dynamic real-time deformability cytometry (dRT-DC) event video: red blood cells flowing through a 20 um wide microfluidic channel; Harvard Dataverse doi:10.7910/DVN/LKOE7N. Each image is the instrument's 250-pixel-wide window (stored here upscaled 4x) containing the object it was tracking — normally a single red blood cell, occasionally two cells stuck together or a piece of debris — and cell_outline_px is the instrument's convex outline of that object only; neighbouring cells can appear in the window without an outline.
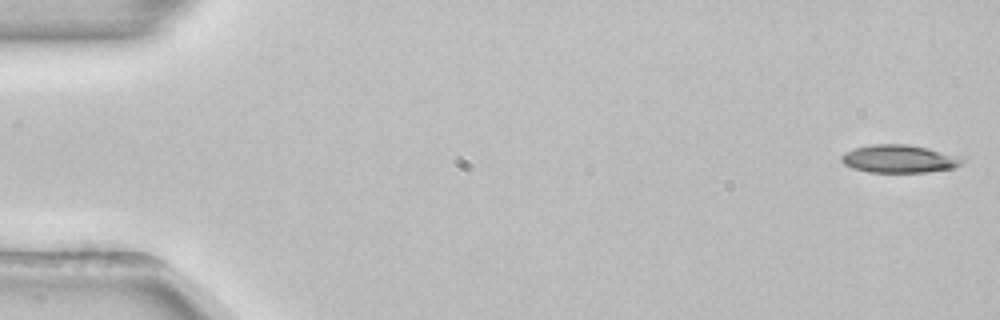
{"species": "common noctule bat (a hibernating species)", "species_latin": "Nyctalus noctula", "temperature_condition": "room temperature", "stored_images_in_passage": 53, "camera_frame_rate_fps": 3000, "um_per_image_px": 0.085, "animal": {"sex": "female", "body_mass_g": 22.7, "forearm_length_mm": 54.2}, "frame": {"image": 1, "passage_image": 1, "time_ms": 0.0, "image_size_px": [1000, 320], "cell_outline_px": [[968, 156], [960, 164], [952, 168], [928, 172], [868, 172], [852, 168], [844, 164], [840, 160], [840, 156], [844, 152], [856, 148], [872, 144], [908, 144]], "centroid_in_image_um": [76.48, 13.49], "position_along_channel_um": 8.5, "area_um2": 20.0}}
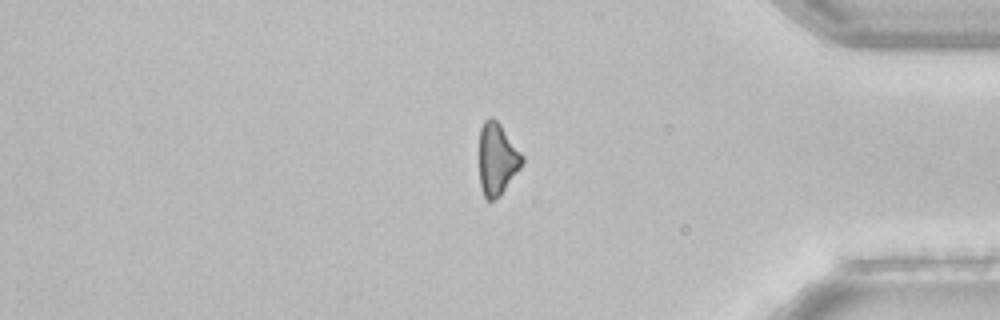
{"frame": {"image": 2, "passage_image": 44, "time_ms": 14.333, "image_size_px": [1000, 320], "cell_outline_px": [[524, 160], [520, 168], [500, 196], [492, 200], [488, 200], [484, 196], [480, 184], [480, 128], [484, 120], [488, 116], [492, 116], [500, 124], [524, 156]], "centroid_in_image_um": [42.26, 13.5], "position_along_channel_um": 392.9, "area_um2": 17.92}}
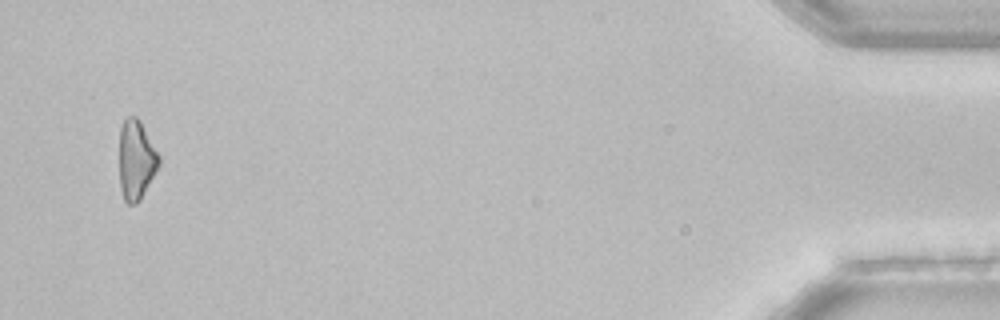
{"frame": {"image": 3, "passage_image": 51, "time_ms": 16.667, "image_size_px": [1000, 320], "cell_outline_px": [[160, 164], [156, 172], [140, 200], [136, 204], [128, 204], [124, 200], [120, 188], [120, 128], [124, 120], [128, 116], [136, 116], [140, 120], [160, 156]], "centroid_in_image_um": [11.58, 13.6], "position_along_channel_um": 423.6, "area_um2": 18.38}}